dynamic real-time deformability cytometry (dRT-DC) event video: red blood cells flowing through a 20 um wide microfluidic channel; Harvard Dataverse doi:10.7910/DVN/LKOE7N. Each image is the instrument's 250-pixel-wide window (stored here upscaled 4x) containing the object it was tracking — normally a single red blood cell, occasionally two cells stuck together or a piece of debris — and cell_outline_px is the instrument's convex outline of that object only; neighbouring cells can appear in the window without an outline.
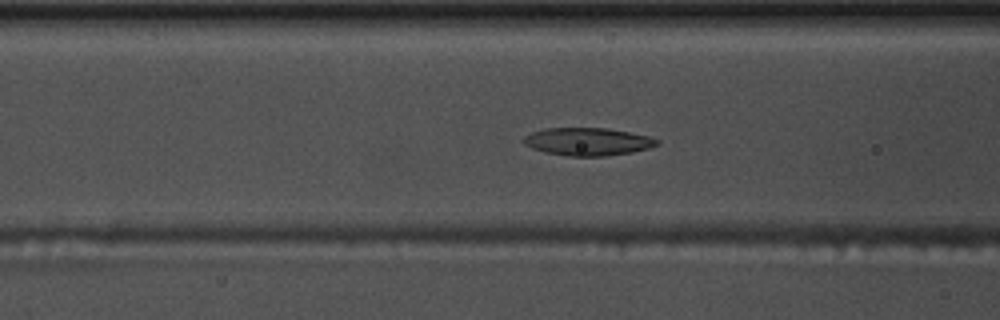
{"species": "common noctule bat (a hibernating species)", "species_latin": "Nyctalus noctula", "temperature_condition": "warm", "stored_images_in_passage": 55, "camera_frame_rate_fps": 3000, "um_per_image_px": 0.085, "animal": {"sex": "male", "body_mass_g": 17.5, "forearm_length_mm": 52.3}, "frame": {"image": 1, "passage_image": 21, "time_ms": 6.667, "image_size_px": [1000, 320], "cell_outline_px": [[660, 144], [648, 148], [632, 152], [604, 156], [568, 156], [544, 152], [532, 148], [524, 144], [520, 140], [524, 136], [532, 132], [544, 128], [608, 128], [648, 136], [660, 140]], "centroid_in_image_um": [49.93, 12.03], "position_along_channel_um": 116.7, "area_um2": 21.68}}
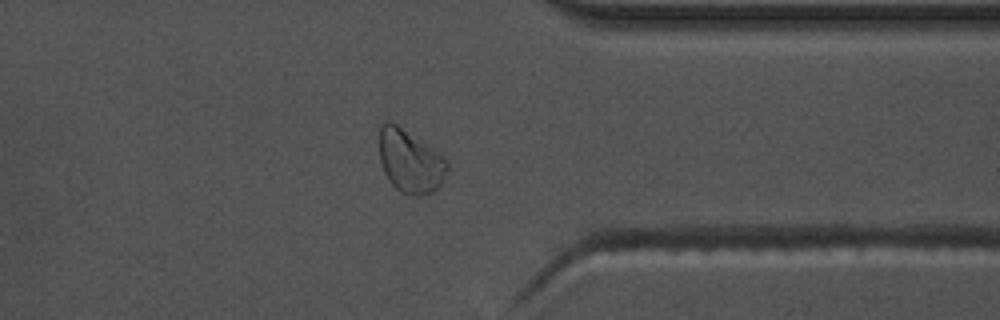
{"frame": {"image": 2, "passage_image": 43, "time_ms": 14.0, "image_size_px": [1000, 320], "cell_outline_px": [[448, 168], [440, 184], [432, 192], [420, 196], [408, 196], [400, 192], [388, 180], [384, 172], [380, 160], [380, 128], [384, 120], [388, 120], [396, 124], [444, 156], [448, 160]], "centroid_in_image_um": [34.85, 13.73], "position_along_channel_um": 376.5, "area_um2": 24.85}}
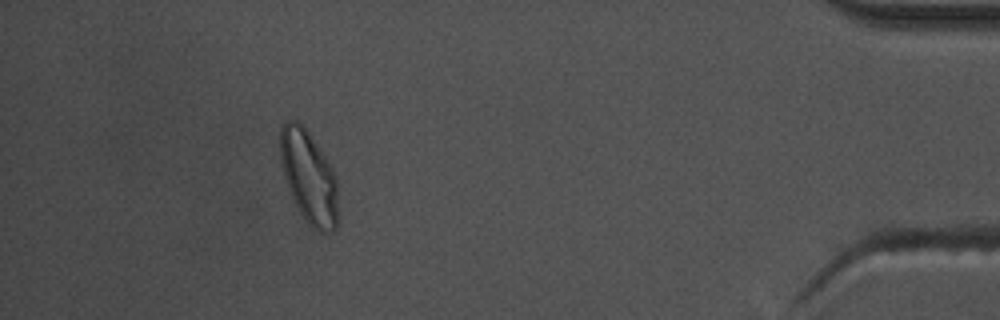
{"frame": {"image": 3, "passage_image": 50, "time_ms": 16.333, "image_size_px": [1000, 320], "cell_outline_px": [[336, 228], [328, 232], [324, 232], [308, 224], [300, 212], [288, 188], [284, 176], [280, 160], [280, 128], [284, 120], [296, 120], [308, 132], [332, 168], [336, 176]], "centroid_in_image_um": [26.21, 15.0], "position_along_channel_um": 409.0, "area_um2": 30.52}, "authors_computed_cell_mechanics": {"area_um2": 22.542, "velocity_mm_per_s": 3.6409, "shape_relaxation_time_tau1_ms": 9.7141, "shape_relaxation_time_tau2_ms": 6.0048, "deformation_change_tau1": 0.1943, "deformation_change_tau2": 0.1095}}